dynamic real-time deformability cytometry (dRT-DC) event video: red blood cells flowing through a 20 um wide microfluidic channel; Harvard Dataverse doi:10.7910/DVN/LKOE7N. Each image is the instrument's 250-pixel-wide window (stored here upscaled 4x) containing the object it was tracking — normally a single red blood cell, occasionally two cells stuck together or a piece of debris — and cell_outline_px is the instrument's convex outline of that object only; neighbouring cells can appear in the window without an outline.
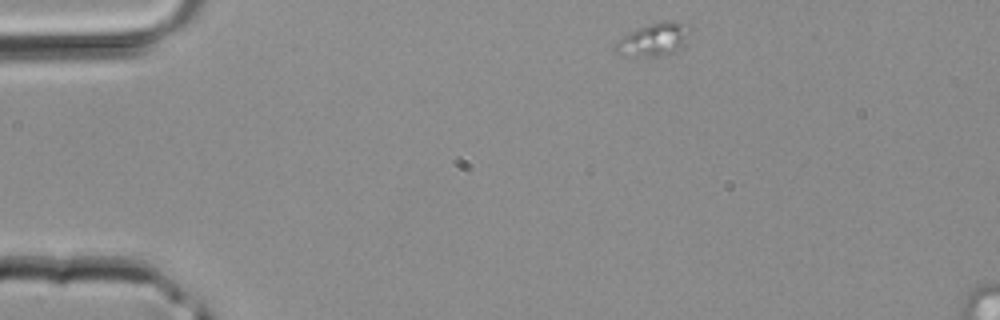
{"species": "common noctule bat (a hibernating species)", "species_latin": "Nyctalus noctula", "temperature_condition": "room temperature", "stored_images_in_passage": 7, "segment_of_instrument_passage": [1, 2], "camera_frame_rate_fps": 3000, "um_per_image_px": 0.085, "animal": {"sex": "male", "body_mass_g": 20.4}, "frame": {"image": 1, "passage_image": 1, "time_ms": 0.0, "image_size_px": [1000, 320], "cell_outline_px": [[696, 28], [680, 48], [672, 52], [660, 56], [620, 56], [612, 52], [612, 48], [616, 40], [640, 28], [664, 20], [672, 20], [692, 24]], "centroid_in_image_um": [55.61, 3.35], "position_along_channel_um": 29.4, "area_um2": 14.85}}